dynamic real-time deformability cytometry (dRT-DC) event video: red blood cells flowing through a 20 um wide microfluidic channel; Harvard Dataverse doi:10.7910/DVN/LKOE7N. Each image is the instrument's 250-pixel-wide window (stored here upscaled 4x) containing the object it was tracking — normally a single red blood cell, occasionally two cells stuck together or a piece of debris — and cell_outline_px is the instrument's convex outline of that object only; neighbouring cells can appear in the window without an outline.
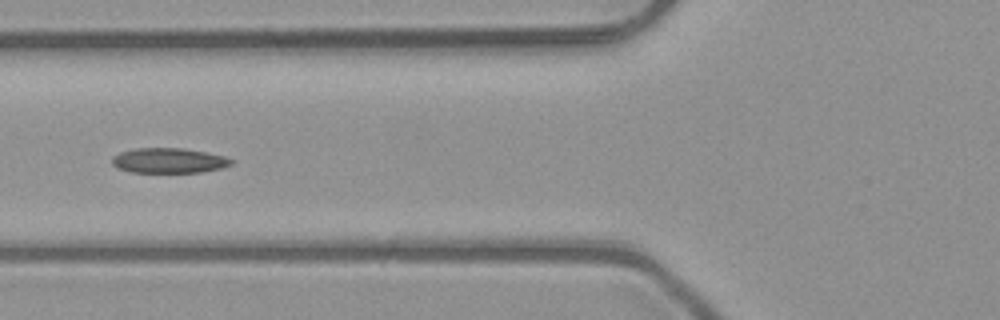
{"species": "common noctule bat (a hibernating species)", "species_latin": "Nyctalus noctula", "temperature_condition": "room temperature", "stored_images_in_passage": 8, "camera_frame_rate_fps": 3000, "um_per_image_px": 0.085, "animal": {"sex": "male", "body_mass_g": 23.1, "forearm_length_mm": 52.7}, "frame": {"image": 1, "passage_image": 6, "time_ms": 1.667, "image_size_px": [1000, 320], "cell_outline_px": [[236, 160], [232, 164], [220, 168], [200, 172], [132, 172], [120, 168], [112, 164], [112, 156], [120, 152], [136, 148], [184, 148], [224, 156]], "centroid_in_image_um": [14.36, 13.64], "position_along_channel_um": 111.4, "area_um2": 17.28}}
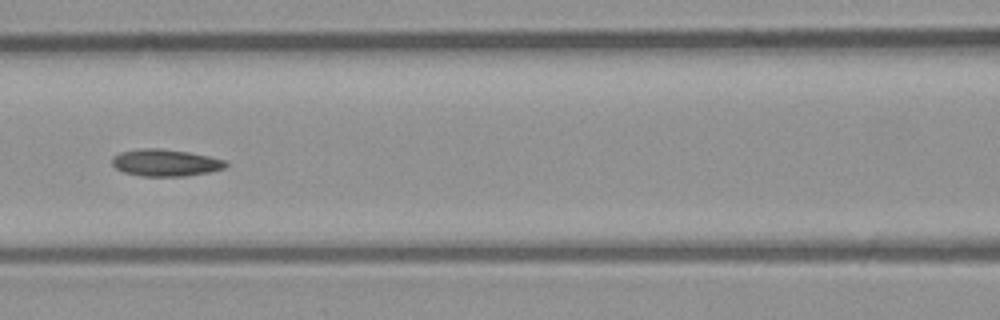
{"frame": {"image": 2, "passage_image": 7, "time_ms": 2.0, "image_size_px": [1000, 320], "cell_outline_px": [[228, 164], [224, 168], [208, 172], [188, 176], [140, 176], [124, 172], [116, 168], [112, 164], [112, 156], [120, 152], [140, 148], [160, 148], [188, 152], [208, 156], [224, 160]], "centroid_in_image_um": [14.03, 13.83], "position_along_channel_um": 152.6, "area_um2": 17.86}}
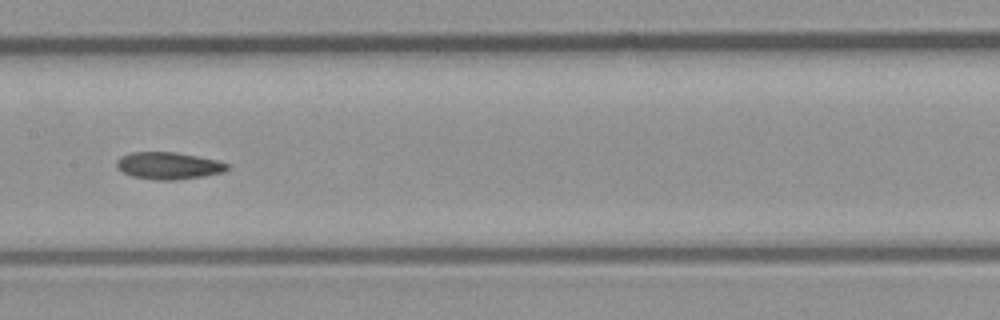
{"frame": {"image": 3, "passage_image": 8, "time_ms": 2.333, "image_size_px": [1000, 320], "cell_outline_px": [[228, 168], [224, 172], [204, 176], [176, 180], [160, 180], [132, 176], [116, 168], [116, 160], [120, 156], [132, 152], [176, 152], [216, 160], [228, 164]], "centroid_in_image_um": [14.3, 14.08], "position_along_channel_um": 193.1, "area_um2": 17.4}}